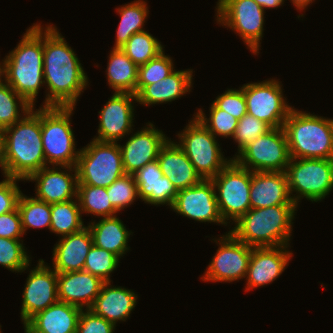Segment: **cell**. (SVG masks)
I'll return each mask as SVG.
<instances>
[{"mask_svg": "<svg viewBox=\"0 0 333 333\" xmlns=\"http://www.w3.org/2000/svg\"><path fill=\"white\" fill-rule=\"evenodd\" d=\"M157 160L163 176L168 177L177 190L192 187L202 180L183 149L170 138L161 147Z\"/></svg>", "mask_w": 333, "mask_h": 333, "instance_id": "484cf974", "label": "cell"}, {"mask_svg": "<svg viewBox=\"0 0 333 333\" xmlns=\"http://www.w3.org/2000/svg\"><path fill=\"white\" fill-rule=\"evenodd\" d=\"M293 4V6H296V10H299L301 12V10L303 11L304 9H306V7H308V5L314 2V0H290Z\"/></svg>", "mask_w": 333, "mask_h": 333, "instance_id": "681fc988", "label": "cell"}, {"mask_svg": "<svg viewBox=\"0 0 333 333\" xmlns=\"http://www.w3.org/2000/svg\"><path fill=\"white\" fill-rule=\"evenodd\" d=\"M26 181H35V198L48 204L77 198L76 166H52V168L46 166L32 174Z\"/></svg>", "mask_w": 333, "mask_h": 333, "instance_id": "ac0fdd59", "label": "cell"}, {"mask_svg": "<svg viewBox=\"0 0 333 333\" xmlns=\"http://www.w3.org/2000/svg\"><path fill=\"white\" fill-rule=\"evenodd\" d=\"M297 205L250 208L229 232L251 247L289 246Z\"/></svg>", "mask_w": 333, "mask_h": 333, "instance_id": "277c9868", "label": "cell"}, {"mask_svg": "<svg viewBox=\"0 0 333 333\" xmlns=\"http://www.w3.org/2000/svg\"><path fill=\"white\" fill-rule=\"evenodd\" d=\"M74 107H41V136L46 166H76V151L71 126Z\"/></svg>", "mask_w": 333, "mask_h": 333, "instance_id": "8992f818", "label": "cell"}, {"mask_svg": "<svg viewBox=\"0 0 333 333\" xmlns=\"http://www.w3.org/2000/svg\"><path fill=\"white\" fill-rule=\"evenodd\" d=\"M139 198L151 205H173L178 190L163 176L158 160L146 164L134 174Z\"/></svg>", "mask_w": 333, "mask_h": 333, "instance_id": "d4e9b609", "label": "cell"}, {"mask_svg": "<svg viewBox=\"0 0 333 333\" xmlns=\"http://www.w3.org/2000/svg\"><path fill=\"white\" fill-rule=\"evenodd\" d=\"M177 136L202 179H212L233 159L224 157L216 137L195 116Z\"/></svg>", "mask_w": 333, "mask_h": 333, "instance_id": "9c48e42d", "label": "cell"}, {"mask_svg": "<svg viewBox=\"0 0 333 333\" xmlns=\"http://www.w3.org/2000/svg\"><path fill=\"white\" fill-rule=\"evenodd\" d=\"M136 95L114 92L112 97L99 111L98 136L93 139L100 142H117L132 133L134 118V103ZM128 134V135H127Z\"/></svg>", "mask_w": 333, "mask_h": 333, "instance_id": "e0dca14e", "label": "cell"}, {"mask_svg": "<svg viewBox=\"0 0 333 333\" xmlns=\"http://www.w3.org/2000/svg\"><path fill=\"white\" fill-rule=\"evenodd\" d=\"M146 124L140 131L132 133L124 145H120L126 174L134 175L146 164L157 160L161 147L168 140L162 130L155 129L153 123Z\"/></svg>", "mask_w": 333, "mask_h": 333, "instance_id": "d6986e66", "label": "cell"}, {"mask_svg": "<svg viewBox=\"0 0 333 333\" xmlns=\"http://www.w3.org/2000/svg\"><path fill=\"white\" fill-rule=\"evenodd\" d=\"M88 228L92 234L93 244L115 254L119 259L130 250L128 239L132 232L127 230L119 217H105L98 222L94 220L88 224Z\"/></svg>", "mask_w": 333, "mask_h": 333, "instance_id": "f1b7e54d", "label": "cell"}, {"mask_svg": "<svg viewBox=\"0 0 333 333\" xmlns=\"http://www.w3.org/2000/svg\"><path fill=\"white\" fill-rule=\"evenodd\" d=\"M163 46L157 38L144 30L133 34L121 49L137 66H140L161 53L164 50Z\"/></svg>", "mask_w": 333, "mask_h": 333, "instance_id": "d590c367", "label": "cell"}, {"mask_svg": "<svg viewBox=\"0 0 333 333\" xmlns=\"http://www.w3.org/2000/svg\"><path fill=\"white\" fill-rule=\"evenodd\" d=\"M115 325L90 309H82L76 333H113Z\"/></svg>", "mask_w": 333, "mask_h": 333, "instance_id": "ee69618b", "label": "cell"}, {"mask_svg": "<svg viewBox=\"0 0 333 333\" xmlns=\"http://www.w3.org/2000/svg\"><path fill=\"white\" fill-rule=\"evenodd\" d=\"M271 127L264 121L246 113L238 122L233 140L238 144L239 153L246 145L265 134Z\"/></svg>", "mask_w": 333, "mask_h": 333, "instance_id": "b9f144b4", "label": "cell"}, {"mask_svg": "<svg viewBox=\"0 0 333 333\" xmlns=\"http://www.w3.org/2000/svg\"><path fill=\"white\" fill-rule=\"evenodd\" d=\"M2 78L3 76V60L0 62V83L3 81Z\"/></svg>", "mask_w": 333, "mask_h": 333, "instance_id": "f907efd6", "label": "cell"}, {"mask_svg": "<svg viewBox=\"0 0 333 333\" xmlns=\"http://www.w3.org/2000/svg\"><path fill=\"white\" fill-rule=\"evenodd\" d=\"M218 109L225 110L227 113L240 120L247 113L246 100L242 87L239 89H229L218 95L212 102Z\"/></svg>", "mask_w": 333, "mask_h": 333, "instance_id": "7bdbcfd3", "label": "cell"}, {"mask_svg": "<svg viewBox=\"0 0 333 333\" xmlns=\"http://www.w3.org/2000/svg\"><path fill=\"white\" fill-rule=\"evenodd\" d=\"M211 181L223 221L235 223L251 208V171L232 159Z\"/></svg>", "mask_w": 333, "mask_h": 333, "instance_id": "30bf717a", "label": "cell"}, {"mask_svg": "<svg viewBox=\"0 0 333 333\" xmlns=\"http://www.w3.org/2000/svg\"><path fill=\"white\" fill-rule=\"evenodd\" d=\"M286 174L289 194L297 206L304 197L321 202L333 190V159L290 158Z\"/></svg>", "mask_w": 333, "mask_h": 333, "instance_id": "ba28073f", "label": "cell"}, {"mask_svg": "<svg viewBox=\"0 0 333 333\" xmlns=\"http://www.w3.org/2000/svg\"><path fill=\"white\" fill-rule=\"evenodd\" d=\"M20 179L7 177L0 181V215L9 213L17 208L22 191L16 184Z\"/></svg>", "mask_w": 333, "mask_h": 333, "instance_id": "f6af8a7d", "label": "cell"}, {"mask_svg": "<svg viewBox=\"0 0 333 333\" xmlns=\"http://www.w3.org/2000/svg\"><path fill=\"white\" fill-rule=\"evenodd\" d=\"M23 241L0 237V265L12 272L22 273L31 265Z\"/></svg>", "mask_w": 333, "mask_h": 333, "instance_id": "f35d334b", "label": "cell"}, {"mask_svg": "<svg viewBox=\"0 0 333 333\" xmlns=\"http://www.w3.org/2000/svg\"><path fill=\"white\" fill-rule=\"evenodd\" d=\"M3 80L34 107L43 72V27L34 23L27 28L17 46L3 60Z\"/></svg>", "mask_w": 333, "mask_h": 333, "instance_id": "7a4b0ae2", "label": "cell"}, {"mask_svg": "<svg viewBox=\"0 0 333 333\" xmlns=\"http://www.w3.org/2000/svg\"><path fill=\"white\" fill-rule=\"evenodd\" d=\"M148 8L147 3L143 0H134L120 8H115L120 15V23L113 48L123 47L133 34L144 31V23L149 13Z\"/></svg>", "mask_w": 333, "mask_h": 333, "instance_id": "4dcf8cb0", "label": "cell"}, {"mask_svg": "<svg viewBox=\"0 0 333 333\" xmlns=\"http://www.w3.org/2000/svg\"><path fill=\"white\" fill-rule=\"evenodd\" d=\"M119 261L115 254L93 244L86 256L83 270L101 278L104 282H111L110 274L118 267Z\"/></svg>", "mask_w": 333, "mask_h": 333, "instance_id": "ab89813d", "label": "cell"}, {"mask_svg": "<svg viewBox=\"0 0 333 333\" xmlns=\"http://www.w3.org/2000/svg\"><path fill=\"white\" fill-rule=\"evenodd\" d=\"M17 209L21 216V223L24 234L29 228L51 227V204L41 201L35 197H28L21 194Z\"/></svg>", "mask_w": 333, "mask_h": 333, "instance_id": "836d02e7", "label": "cell"}, {"mask_svg": "<svg viewBox=\"0 0 333 333\" xmlns=\"http://www.w3.org/2000/svg\"><path fill=\"white\" fill-rule=\"evenodd\" d=\"M193 70H174L163 80L145 86L137 95V102L144 106L172 102L191 91Z\"/></svg>", "mask_w": 333, "mask_h": 333, "instance_id": "83f0119b", "label": "cell"}, {"mask_svg": "<svg viewBox=\"0 0 333 333\" xmlns=\"http://www.w3.org/2000/svg\"><path fill=\"white\" fill-rule=\"evenodd\" d=\"M32 108L4 80L0 83V128L5 129L14 125Z\"/></svg>", "mask_w": 333, "mask_h": 333, "instance_id": "e575fe53", "label": "cell"}, {"mask_svg": "<svg viewBox=\"0 0 333 333\" xmlns=\"http://www.w3.org/2000/svg\"><path fill=\"white\" fill-rule=\"evenodd\" d=\"M84 222L78 199L51 204L50 231L65 236L82 230Z\"/></svg>", "mask_w": 333, "mask_h": 333, "instance_id": "1f68e13d", "label": "cell"}, {"mask_svg": "<svg viewBox=\"0 0 333 333\" xmlns=\"http://www.w3.org/2000/svg\"><path fill=\"white\" fill-rule=\"evenodd\" d=\"M249 197L251 208L296 205L289 194L286 172L251 171Z\"/></svg>", "mask_w": 333, "mask_h": 333, "instance_id": "7402d4cb", "label": "cell"}, {"mask_svg": "<svg viewBox=\"0 0 333 333\" xmlns=\"http://www.w3.org/2000/svg\"><path fill=\"white\" fill-rule=\"evenodd\" d=\"M23 235L21 216L17 208L14 211L0 215V237L21 239Z\"/></svg>", "mask_w": 333, "mask_h": 333, "instance_id": "bcb514c9", "label": "cell"}, {"mask_svg": "<svg viewBox=\"0 0 333 333\" xmlns=\"http://www.w3.org/2000/svg\"><path fill=\"white\" fill-rule=\"evenodd\" d=\"M77 199L82 214L105 218L116 216L118 213L111 204L106 187L77 184Z\"/></svg>", "mask_w": 333, "mask_h": 333, "instance_id": "d6a6232c", "label": "cell"}, {"mask_svg": "<svg viewBox=\"0 0 333 333\" xmlns=\"http://www.w3.org/2000/svg\"><path fill=\"white\" fill-rule=\"evenodd\" d=\"M219 244L201 280L234 282L246 277L252 247L236 239L230 232L214 240Z\"/></svg>", "mask_w": 333, "mask_h": 333, "instance_id": "5bb4252c", "label": "cell"}, {"mask_svg": "<svg viewBox=\"0 0 333 333\" xmlns=\"http://www.w3.org/2000/svg\"><path fill=\"white\" fill-rule=\"evenodd\" d=\"M43 72L47 94L41 107H74L88 86L79 58L53 24L43 28Z\"/></svg>", "mask_w": 333, "mask_h": 333, "instance_id": "6da1fadb", "label": "cell"}, {"mask_svg": "<svg viewBox=\"0 0 333 333\" xmlns=\"http://www.w3.org/2000/svg\"><path fill=\"white\" fill-rule=\"evenodd\" d=\"M209 118L203 112V109L197 110L194 116L215 136L224 138H233L239 120L225 110L218 109L213 103L209 108Z\"/></svg>", "mask_w": 333, "mask_h": 333, "instance_id": "8d00e7d4", "label": "cell"}, {"mask_svg": "<svg viewBox=\"0 0 333 333\" xmlns=\"http://www.w3.org/2000/svg\"><path fill=\"white\" fill-rule=\"evenodd\" d=\"M171 210L198 222L227 226L220 214L211 179H202L192 187L178 190Z\"/></svg>", "mask_w": 333, "mask_h": 333, "instance_id": "2e32d148", "label": "cell"}, {"mask_svg": "<svg viewBox=\"0 0 333 333\" xmlns=\"http://www.w3.org/2000/svg\"><path fill=\"white\" fill-rule=\"evenodd\" d=\"M60 238L52 251L53 269L57 273L83 270L86 256L93 245L92 234L88 226Z\"/></svg>", "mask_w": 333, "mask_h": 333, "instance_id": "603a6c76", "label": "cell"}, {"mask_svg": "<svg viewBox=\"0 0 333 333\" xmlns=\"http://www.w3.org/2000/svg\"><path fill=\"white\" fill-rule=\"evenodd\" d=\"M82 309L57 301L24 324L25 333H76Z\"/></svg>", "mask_w": 333, "mask_h": 333, "instance_id": "cb8c5ba5", "label": "cell"}, {"mask_svg": "<svg viewBox=\"0 0 333 333\" xmlns=\"http://www.w3.org/2000/svg\"><path fill=\"white\" fill-rule=\"evenodd\" d=\"M105 282L84 270L57 273L58 301L90 309Z\"/></svg>", "mask_w": 333, "mask_h": 333, "instance_id": "44dd1931", "label": "cell"}, {"mask_svg": "<svg viewBox=\"0 0 333 333\" xmlns=\"http://www.w3.org/2000/svg\"><path fill=\"white\" fill-rule=\"evenodd\" d=\"M173 59L165 55L164 50L146 64L138 66V81L136 95L147 85L163 80L171 74L175 68Z\"/></svg>", "mask_w": 333, "mask_h": 333, "instance_id": "74e56055", "label": "cell"}, {"mask_svg": "<svg viewBox=\"0 0 333 333\" xmlns=\"http://www.w3.org/2000/svg\"><path fill=\"white\" fill-rule=\"evenodd\" d=\"M30 109L18 122L4 129L6 176L25 182L46 167L41 136V106Z\"/></svg>", "mask_w": 333, "mask_h": 333, "instance_id": "3957f363", "label": "cell"}, {"mask_svg": "<svg viewBox=\"0 0 333 333\" xmlns=\"http://www.w3.org/2000/svg\"><path fill=\"white\" fill-rule=\"evenodd\" d=\"M118 143L92 139L80 149L76 164L78 184L107 188L126 174Z\"/></svg>", "mask_w": 333, "mask_h": 333, "instance_id": "52a82bcc", "label": "cell"}, {"mask_svg": "<svg viewBox=\"0 0 333 333\" xmlns=\"http://www.w3.org/2000/svg\"><path fill=\"white\" fill-rule=\"evenodd\" d=\"M39 259L29 271L22 293L21 321L23 325L35 314L58 301L57 272Z\"/></svg>", "mask_w": 333, "mask_h": 333, "instance_id": "9a60e30c", "label": "cell"}, {"mask_svg": "<svg viewBox=\"0 0 333 333\" xmlns=\"http://www.w3.org/2000/svg\"><path fill=\"white\" fill-rule=\"evenodd\" d=\"M290 158L333 159V119L293 108L283 124Z\"/></svg>", "mask_w": 333, "mask_h": 333, "instance_id": "5b68a950", "label": "cell"}, {"mask_svg": "<svg viewBox=\"0 0 333 333\" xmlns=\"http://www.w3.org/2000/svg\"><path fill=\"white\" fill-rule=\"evenodd\" d=\"M217 24L237 33L252 54H259L265 10L254 0H218ZM258 53V54H257Z\"/></svg>", "mask_w": 333, "mask_h": 333, "instance_id": "8fae6325", "label": "cell"}, {"mask_svg": "<svg viewBox=\"0 0 333 333\" xmlns=\"http://www.w3.org/2000/svg\"><path fill=\"white\" fill-rule=\"evenodd\" d=\"M232 158L252 172H286L290 155L283 127L271 128Z\"/></svg>", "mask_w": 333, "mask_h": 333, "instance_id": "7c38bea8", "label": "cell"}, {"mask_svg": "<svg viewBox=\"0 0 333 333\" xmlns=\"http://www.w3.org/2000/svg\"><path fill=\"white\" fill-rule=\"evenodd\" d=\"M289 246L252 247L246 274L245 291L263 287L280 277L288 266L292 252Z\"/></svg>", "mask_w": 333, "mask_h": 333, "instance_id": "ffe728a7", "label": "cell"}, {"mask_svg": "<svg viewBox=\"0 0 333 333\" xmlns=\"http://www.w3.org/2000/svg\"><path fill=\"white\" fill-rule=\"evenodd\" d=\"M111 50L106 69L108 85L117 93L136 95L138 66L121 48H112Z\"/></svg>", "mask_w": 333, "mask_h": 333, "instance_id": "f546056e", "label": "cell"}, {"mask_svg": "<svg viewBox=\"0 0 333 333\" xmlns=\"http://www.w3.org/2000/svg\"><path fill=\"white\" fill-rule=\"evenodd\" d=\"M282 89L281 82L276 78L244 84L242 90L247 113L264 121L271 128L283 127L293 107L286 102Z\"/></svg>", "mask_w": 333, "mask_h": 333, "instance_id": "4fadbf2b", "label": "cell"}, {"mask_svg": "<svg viewBox=\"0 0 333 333\" xmlns=\"http://www.w3.org/2000/svg\"><path fill=\"white\" fill-rule=\"evenodd\" d=\"M258 5H260L264 10L275 9L284 4L285 0H254Z\"/></svg>", "mask_w": 333, "mask_h": 333, "instance_id": "c3c4849f", "label": "cell"}, {"mask_svg": "<svg viewBox=\"0 0 333 333\" xmlns=\"http://www.w3.org/2000/svg\"><path fill=\"white\" fill-rule=\"evenodd\" d=\"M110 283L103 284L90 310L116 326L117 322L126 321L130 316L137 304L138 295L131 289L114 287Z\"/></svg>", "mask_w": 333, "mask_h": 333, "instance_id": "4316f807", "label": "cell"}, {"mask_svg": "<svg viewBox=\"0 0 333 333\" xmlns=\"http://www.w3.org/2000/svg\"><path fill=\"white\" fill-rule=\"evenodd\" d=\"M106 189L112 206L118 212L126 207L128 208L136 199H139L138 188L134 175L125 174L115 180Z\"/></svg>", "mask_w": 333, "mask_h": 333, "instance_id": "60d3db41", "label": "cell"}, {"mask_svg": "<svg viewBox=\"0 0 333 333\" xmlns=\"http://www.w3.org/2000/svg\"><path fill=\"white\" fill-rule=\"evenodd\" d=\"M0 167L6 176V136L4 129L0 128Z\"/></svg>", "mask_w": 333, "mask_h": 333, "instance_id": "7dc6e473", "label": "cell"}]
</instances>
